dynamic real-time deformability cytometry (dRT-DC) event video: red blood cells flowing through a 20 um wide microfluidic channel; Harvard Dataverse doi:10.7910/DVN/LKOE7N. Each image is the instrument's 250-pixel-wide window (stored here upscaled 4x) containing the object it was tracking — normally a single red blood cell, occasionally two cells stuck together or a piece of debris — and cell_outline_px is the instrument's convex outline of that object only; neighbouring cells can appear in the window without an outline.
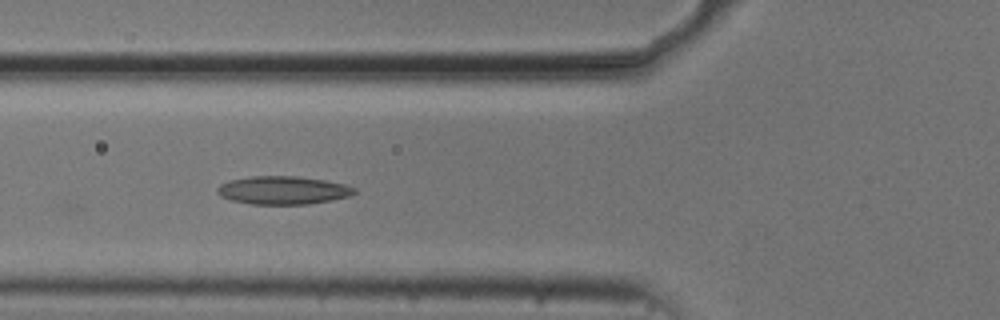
{"species": "common noctule bat (a hibernating species)", "species_latin": "Nyctalus noctula", "temperature_condition": "cold", "stored_images_in_passage": 36, "camera_frame_rate_fps": 3000, "um_per_image_px": 0.085, "animal": {"sex": "male", "body_mass_g": 20.5, "forearm_length_mm": 52.5}, "frame": {"image": 1, "passage_image": 7, "time_ms": 2.0, "image_size_px": [1000, 320], "cell_outline_px": [[356, 192], [348, 196], [332, 200], [308, 204], [252, 204], [232, 200], [220, 196], [216, 192], [216, 188], [220, 184], [228, 180], [252, 176], [296, 176], [324, 180], [344, 184], [356, 188]], "centroid_in_image_um": [24.02, 16.17], "position_along_channel_um": 101.8, "area_um2": 22.48}}
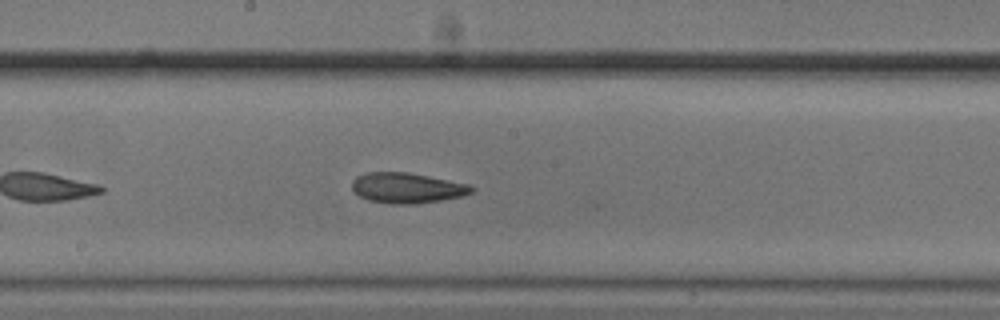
{"frame": {"image": 2, "passage_image": 16, "time_ms": 5.0, "image_size_px": [1000, 320], "cell_outline_px": [[476, 188], [472, 192], [460, 196], [440, 200], [416, 204], [388, 204], [368, 200], [360, 196], [352, 188], [352, 180], [356, 176], [368, 172], [408, 172], [468, 184]], "centroid_in_image_um": [34.57, 15.97], "position_along_channel_um": 213.6, "area_um2": 21.1}}
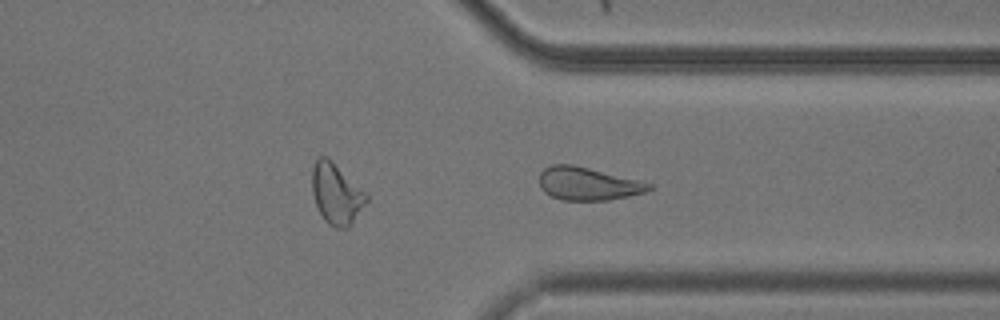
{"frame": {"image": 3, "passage_image": 28, "time_ms": 9.0, "image_size_px": [1000, 320], "cell_outline_px": [[652, 188], [644, 192], [628, 196], [608, 200], [560, 200], [544, 192], [540, 188], [540, 172], [544, 168], [552, 164], [572, 164], [640, 180], [652, 184]], "centroid_in_image_um": [49.95, 15.61], "position_along_channel_um": 361.5, "area_um2": 21.04}, "authors_computed_cell_mechanics": {"area_um2": 21.4149, "velocity_mm_per_s": 3.7102, "shape_relaxation_time_tau1_ms": 10.3207, "shape_relaxation_time_tau2_ms": 3.6218, "deformation_change_tau1": 0.1978, "deformation_change_tau2": 0.1056}}